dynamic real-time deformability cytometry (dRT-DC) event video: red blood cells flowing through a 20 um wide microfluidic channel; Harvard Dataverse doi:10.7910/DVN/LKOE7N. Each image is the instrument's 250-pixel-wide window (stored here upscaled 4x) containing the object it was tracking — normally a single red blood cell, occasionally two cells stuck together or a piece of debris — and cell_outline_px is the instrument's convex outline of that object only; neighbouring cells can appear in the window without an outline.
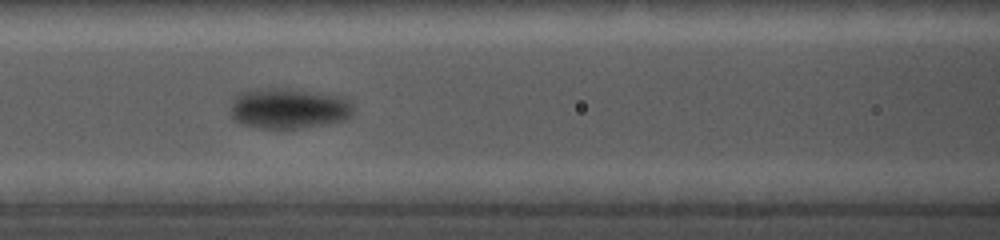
{"species": "common noctule bat (a hibernating species)", "species_latin": "Nyctalus noctula", "temperature_condition": "cold", "stored_images_in_passage": 25, "camera_frame_rate_fps": 5000, "um_per_image_px": 0.085, "animal": {"sex": "female", "body_mass_g": 19.0, "forearm_length_mm": 56.7}, "frame": {"image": 1, "passage_image": 14, "time_ms": 7.8, "image_size_px": [1000, 240], "cell_outline_px": [[352, 116], [348, 120], [328, 124], [296, 128], [260, 128], [240, 124], [232, 116], [232, 96], [240, 92], [256, 88], [288, 88], [340, 96], [352, 104]], "centroid_in_image_um": [24.52, 9.21], "position_along_channel_um": 142.1, "area_um2": 29.19}}
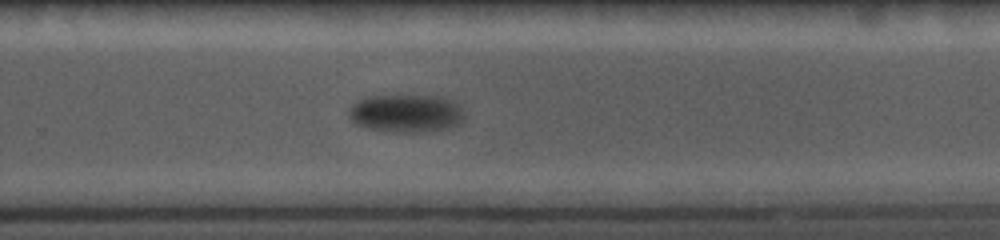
{"frame": {"image": 2, "passage_image": 19, "time_ms": 12.2, "image_size_px": [1000, 240], "cell_outline_px": [[464, 120], [460, 124], [448, 128], [424, 132], [396, 132], [368, 128], [356, 124], [348, 116], [348, 108], [352, 104], [368, 96], [440, 96], [460, 104], [464, 112]], "centroid_in_image_um": [34.55, 9.64], "position_along_channel_um": 295.3, "area_um2": 25.72}}
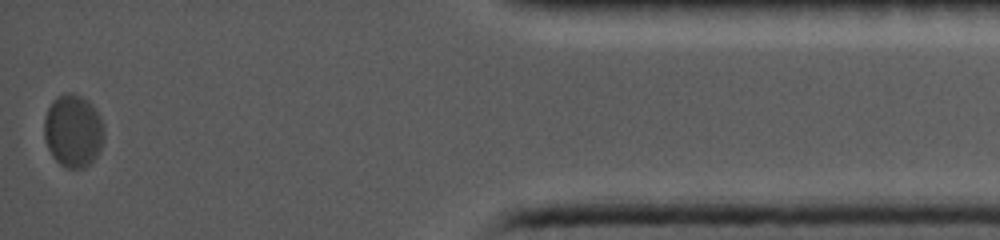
{"frame": {"image": 3, "passage_image": 25, "time_ms": 17.4, "image_size_px": [1000, 240], "cell_outline_px": [[104, 140], [96, 156], [84, 168], [64, 168], [52, 156], [48, 148], [44, 136], [44, 120], [48, 108], [52, 100], [56, 96], [64, 92], [72, 92], [88, 100], [92, 104], [100, 116], [104, 124]], "centroid_in_image_um": [6.22, 11.1], "position_along_channel_um": 429.0, "area_um2": 25.66}, "authors_computed_cell_mechanics": {"area_um2": 26.299, "velocity_mm_per_s": 3.4846, "shape_relaxation_time_tau1_ms": 1.0061, "shape_relaxation_time_tau2_ms": null, "deformation_change_tau1": 0.0387, "deformation_change_tau2": null}}